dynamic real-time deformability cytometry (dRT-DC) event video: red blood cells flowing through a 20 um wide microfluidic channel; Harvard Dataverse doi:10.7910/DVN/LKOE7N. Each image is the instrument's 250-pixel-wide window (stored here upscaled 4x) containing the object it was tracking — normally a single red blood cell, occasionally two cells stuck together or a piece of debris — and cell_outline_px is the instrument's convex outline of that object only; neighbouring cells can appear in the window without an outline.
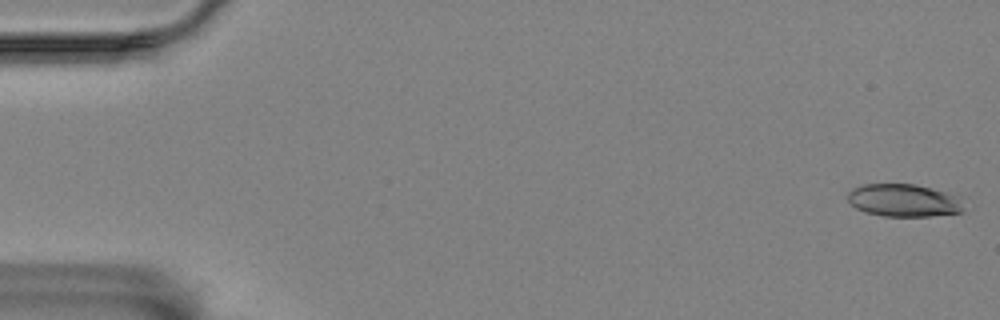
{"species": "Egyptian fruit bat (a non-hibernating species)", "species_latin": "Rousettus aegyptiacus", "temperature_condition": "room temperature", "stored_images_in_passage": 55, "camera_frame_rate_fps": 3000, "um_per_image_px": 0.085, "animal": {"sex": "female"}, "frame": {"image": 1, "passage_image": 2, "time_ms": 0.333, "image_size_px": [1000, 320], "cell_outline_px": [[964, 212], [932, 216], [884, 216], [864, 212], [856, 208], [848, 200], [848, 192], [852, 188], [864, 184], [916, 184], [944, 192], [956, 196], [964, 208]], "centroid_in_image_um": [76.79, 17.04], "position_along_channel_um": 8.2, "area_um2": 21.96}}
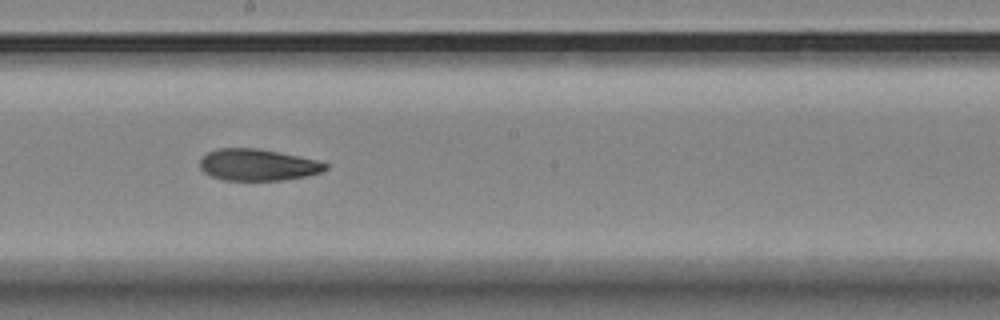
{"frame": {"image": 2, "passage_image": 33, "time_ms": 10.667, "image_size_px": [1000, 320], "cell_outline_px": [[328, 168], [320, 172], [308, 176], [280, 180], [224, 180], [212, 176], [204, 172], [200, 168], [200, 160], [208, 152], [220, 148], [256, 148], [316, 160], [328, 164]], "centroid_in_image_um": [21.9, 14.02], "position_along_channel_um": 226.3, "area_um2": 22.83}}
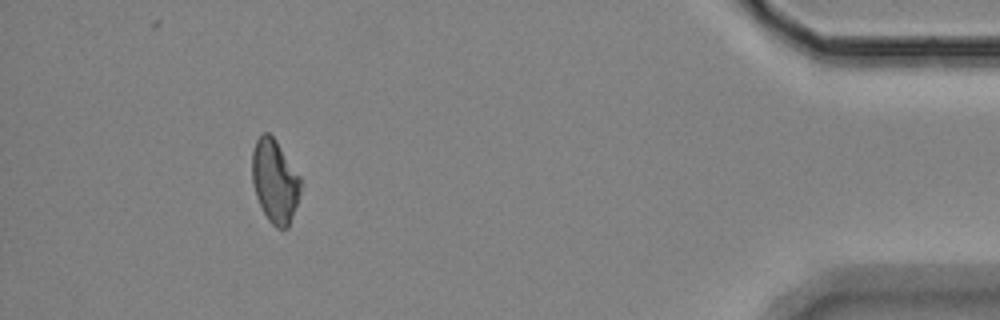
{"frame": {"image": 3, "passage_image": 54, "time_ms": 17.667, "image_size_px": [1000, 320], "cell_outline_px": [[300, 192], [288, 228], [276, 228], [268, 220], [256, 196], [252, 184], [252, 152], [256, 140], [264, 132], [268, 132], [276, 140], [300, 176]], "centroid_in_image_um": [23.34, 15.39], "position_along_channel_um": 411.9, "area_um2": 23.29}}